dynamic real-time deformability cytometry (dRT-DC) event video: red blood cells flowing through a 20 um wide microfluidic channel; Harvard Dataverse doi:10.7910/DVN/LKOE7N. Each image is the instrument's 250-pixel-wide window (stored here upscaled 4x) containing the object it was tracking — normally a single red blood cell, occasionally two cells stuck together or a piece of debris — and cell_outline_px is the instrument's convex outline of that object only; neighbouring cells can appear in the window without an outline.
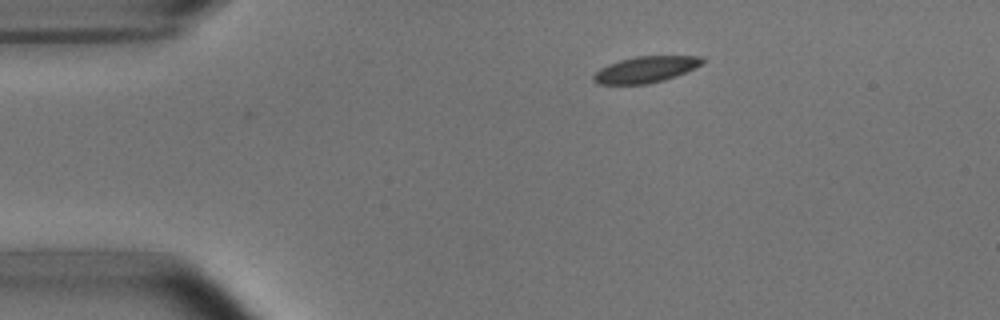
{"species": "common noctule bat (a hibernating species)", "species_latin": "Nyctalus noctula", "temperature_condition": "room temperature", "stored_images_in_passage": 3, "camera_frame_rate_fps": 3000, "um_per_image_px": 0.085, "animal": {"sex": "male", "body_mass_g": 15.6}, "frame": {"image": 1, "passage_image": 3, "time_ms": 2.333, "image_size_px": [1000, 320], "cell_outline_px": [[704, 60], [700, 64], [676, 76], [664, 80], [648, 84], [596, 84], [592, 80], [592, 76], [600, 68], [608, 64], [620, 60], [636, 56], [700, 56]], "centroid_in_image_um": [54.81, 5.91], "position_along_channel_um": 30.2, "area_um2": 16.47}}